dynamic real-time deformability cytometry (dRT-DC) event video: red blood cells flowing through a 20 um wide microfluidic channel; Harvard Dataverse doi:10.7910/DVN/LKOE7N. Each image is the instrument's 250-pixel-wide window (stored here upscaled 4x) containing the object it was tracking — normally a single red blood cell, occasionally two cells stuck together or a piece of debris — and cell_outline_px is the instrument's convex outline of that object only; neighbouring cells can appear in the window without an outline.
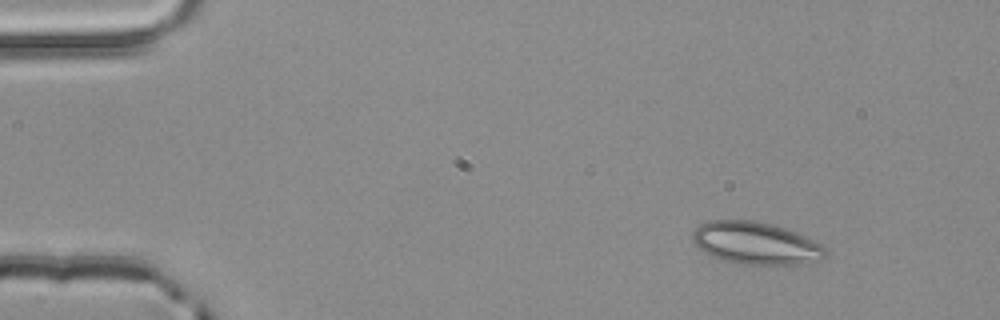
{"species": "common noctule bat (a hibernating species)", "species_latin": "Nyctalus noctula", "temperature_condition": "room temperature", "stored_images_in_passage": 3, "camera_frame_rate_fps": 3000, "um_per_image_px": 0.085, "animal": {"sex": "male", "body_mass_g": 20.4}, "frame": {"image": 1, "passage_image": 3, "time_ms": 0.667, "image_size_px": [1000, 320], "cell_outline_px": [[824, 256], [820, 260], [800, 264], [740, 264], [724, 260], [712, 256], [704, 252], [692, 240], [692, 232], [700, 224], [712, 220], [756, 220], [784, 228], [796, 232], [820, 244], [824, 248]], "centroid_in_image_um": [64.2, 20.66], "position_along_channel_um": 20.8, "area_um2": 32.43}}